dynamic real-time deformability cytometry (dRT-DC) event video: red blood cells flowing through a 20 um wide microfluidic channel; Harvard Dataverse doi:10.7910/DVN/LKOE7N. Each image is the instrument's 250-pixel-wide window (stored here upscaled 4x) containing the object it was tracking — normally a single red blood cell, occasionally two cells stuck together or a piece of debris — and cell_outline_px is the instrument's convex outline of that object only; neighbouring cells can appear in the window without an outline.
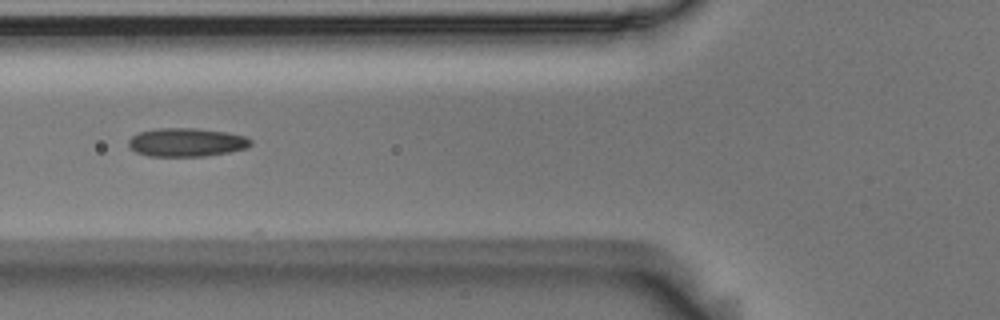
{"species": "Egyptian fruit bat (a non-hibernating species)", "species_latin": "Rousettus aegyptiacus", "temperature_condition": "room temperature", "stored_images_in_passage": 5, "camera_frame_rate_fps": 3000, "um_per_image_px": 0.085, "animal": {"sex": "male"}, "frame": {"image": 1, "passage_image": 5, "time_ms": 1.333, "image_size_px": [1000, 320], "cell_outline_px": [[252, 144], [248, 148], [228, 152], [204, 156], [148, 156], [136, 152], [128, 144], [128, 140], [132, 136], [140, 132], [156, 128], [196, 128], [228, 132], [248, 136], [252, 140]], "centroid_in_image_um": [15.9, 12.09], "position_along_channel_um": 109.9, "area_um2": 20.46}}